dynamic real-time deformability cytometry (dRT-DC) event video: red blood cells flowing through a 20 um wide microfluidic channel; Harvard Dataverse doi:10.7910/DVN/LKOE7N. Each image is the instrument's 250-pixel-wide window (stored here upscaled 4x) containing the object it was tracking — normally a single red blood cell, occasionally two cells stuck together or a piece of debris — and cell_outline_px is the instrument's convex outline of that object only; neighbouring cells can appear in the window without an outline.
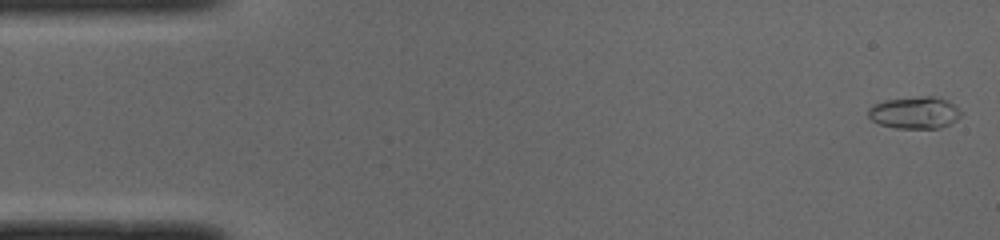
{"species": "common noctule bat (a hibernating species)", "species_latin": "Nyctalus noctula", "temperature_condition": "cold", "stored_images_in_passage": 50, "camera_frame_rate_fps": 3000, "um_per_image_px": 0.085, "animal": {"sex": "male", "body_mass_g": 19.0, "forearm_length_mm": 50.8}, "frame": {"image": 1, "passage_image": 1, "time_ms": 0.0, "image_size_px": [1000, 240], "cell_outline_px": [[964, 112], [956, 120], [940, 128], [896, 128], [880, 124], [872, 120], [868, 116], [868, 108], [872, 104], [884, 100], [920, 96], [940, 96], [948, 100]], "centroid_in_image_um": [77.76, 9.56], "position_along_channel_um": 7.2, "area_um2": 17.57}}
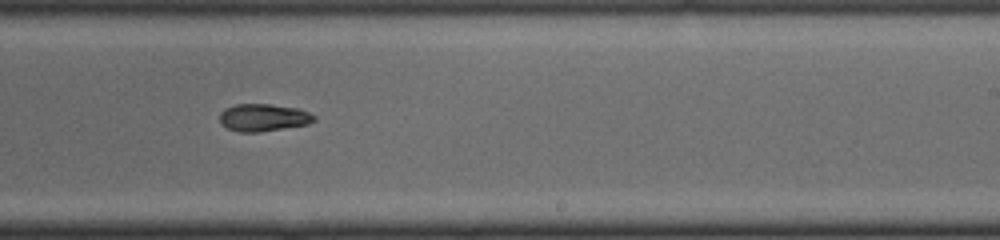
{"frame": {"image": 2, "passage_image": 30, "time_ms": 9.667, "image_size_px": [1000, 240], "cell_outline_px": [[316, 120], [308, 124], [260, 132], [240, 132], [228, 128], [220, 124], [220, 112], [224, 108], [236, 104], [272, 104], [296, 108], [308, 112], [316, 116]], "centroid_in_image_um": [22.37, 9.99], "position_along_channel_um": 266.6, "area_um2": 15.14}}
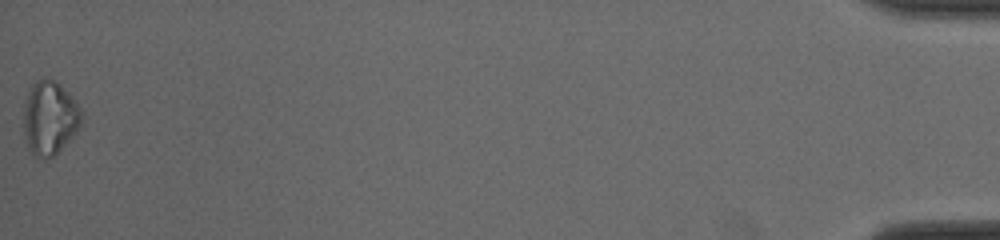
{"frame": {"image": 3, "passage_image": 50, "time_ms": 16.333, "image_size_px": [1000, 240], "cell_outline_px": [[84, 120], [80, 128], [52, 156], [36, 160], [28, 148], [24, 140], [20, 124], [24, 100], [32, 84], [40, 76], [44, 76], [56, 80], [68, 92], [80, 108]], "centroid_in_image_um": [4.15, 10.0], "position_along_channel_um": 431.0, "area_um2": 25.89}, "authors_computed_cell_mechanics": {"area_um2": 16.2129, "velocity_mm_per_s": 3.9992, "shape_relaxation_time_tau1_ms": null, "shape_relaxation_time_tau2_ms": 7.513, "deformation_change_tau1": null, "deformation_change_tau2": 0.1242}}